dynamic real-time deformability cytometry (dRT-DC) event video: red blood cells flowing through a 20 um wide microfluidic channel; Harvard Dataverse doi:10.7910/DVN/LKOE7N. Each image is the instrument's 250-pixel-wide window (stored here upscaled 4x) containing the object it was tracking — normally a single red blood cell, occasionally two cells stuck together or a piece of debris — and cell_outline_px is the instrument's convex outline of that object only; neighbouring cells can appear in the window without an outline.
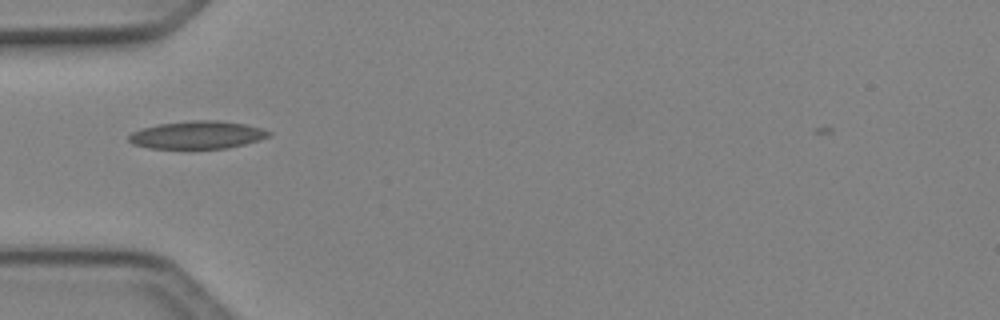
{"species": "Egyptian fruit bat (a non-hibernating species)", "species_latin": "Rousettus aegyptiacus", "temperature_condition": "cold", "stored_images_in_passage": 36, "camera_frame_rate_fps": 3000, "um_per_image_px": 0.085, "animal": {"sex": "female"}, "frame": {"image": 1, "passage_image": 3, "time_ms": 0.667, "image_size_px": [1000, 320], "cell_outline_px": [[272, 136], [260, 140], [228, 148], [148, 148], [132, 144], [128, 140], [128, 136], [132, 132], [140, 128], [160, 124], [188, 120], [220, 120], [244, 124], [260, 128], [272, 132]], "centroid_in_image_um": [16.77, 11.46], "position_along_channel_um": 68.2, "area_um2": 22.77}}
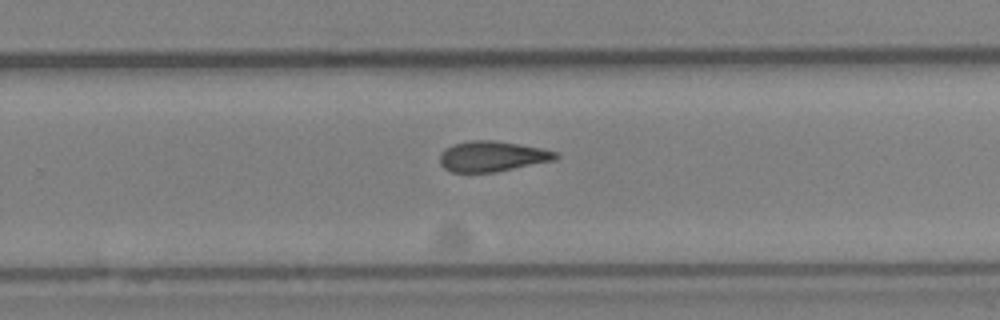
{"frame": {"image": 2, "passage_image": 19, "time_ms": 6.0, "image_size_px": [1000, 320], "cell_outline_px": [[560, 156], [556, 160], [492, 172], [452, 172], [444, 168], [440, 164], [440, 152], [444, 148], [452, 144], [472, 140], [496, 140], [540, 148], [556, 152]], "centroid_in_image_um": [41.8, 13.28], "position_along_channel_um": 288.0, "area_um2": 20.52}}
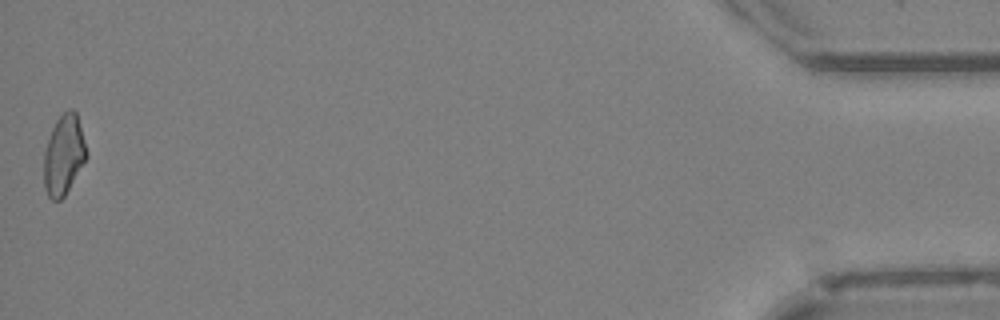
{"frame": {"image": 3, "passage_image": 36, "time_ms": 11.667, "image_size_px": [1000, 320], "cell_outline_px": [[88, 156], [64, 196], [60, 200], [52, 200], [48, 196], [44, 188], [44, 152], [52, 128], [56, 120], [68, 108], [72, 108], [76, 112], [88, 152]], "centroid_in_image_um": [5.42, 13.16], "position_along_channel_um": 429.8, "area_um2": 19.77}}